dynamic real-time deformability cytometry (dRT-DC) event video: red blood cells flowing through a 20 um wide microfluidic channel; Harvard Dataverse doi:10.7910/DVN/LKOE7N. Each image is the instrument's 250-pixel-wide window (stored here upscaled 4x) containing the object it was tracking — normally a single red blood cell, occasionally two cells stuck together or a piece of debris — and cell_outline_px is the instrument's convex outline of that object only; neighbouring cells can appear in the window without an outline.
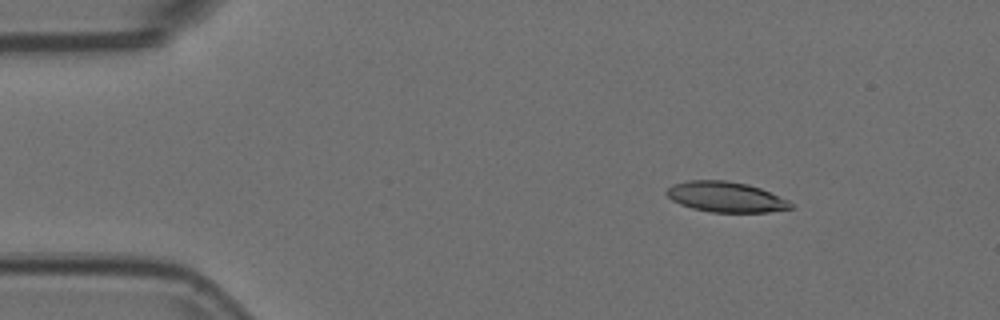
{"species": "Egyptian fruit bat (a non-hibernating species)", "species_latin": "Rousettus aegyptiacus", "temperature_condition": "room temperature", "stored_images_in_passage": 55, "camera_frame_rate_fps": 3000, "um_per_image_px": 0.085, "animal": {"sex": "female"}, "frame": {"image": 1, "passage_image": 8, "time_ms": 2.333, "image_size_px": [1000, 320], "cell_outline_px": [[792, 208], [768, 212], [712, 212], [692, 208], [680, 204], [672, 200], [664, 192], [672, 184], [688, 180], [724, 180], [748, 184], [760, 188], [788, 200], [792, 204]], "centroid_in_image_um": [61.66, 16.73], "position_along_channel_um": 23.3, "area_um2": 21.91}}
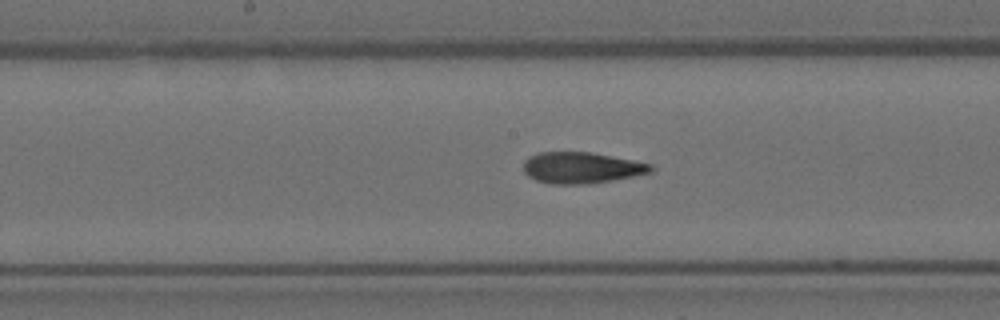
{"frame": {"image": 2, "passage_image": 28, "time_ms": 9.0, "image_size_px": [1000, 320], "cell_outline_px": [[652, 172], [612, 180], [588, 184], [552, 184], [536, 180], [528, 176], [524, 172], [524, 160], [528, 156], [540, 152], [588, 152], [632, 160], [652, 164]], "centroid_in_image_um": [49.38, 14.26], "position_along_channel_um": 198.8, "area_um2": 23.0}}
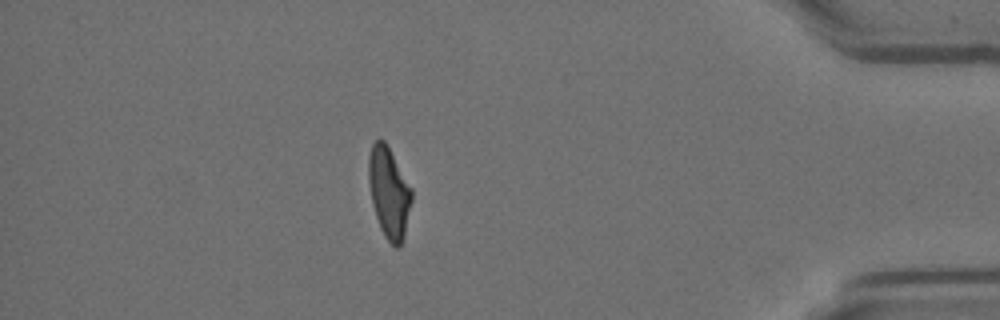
{"frame": {"image": 3, "passage_image": 48, "time_ms": 15.667, "image_size_px": [1000, 320], "cell_outline_px": [[412, 200], [404, 236], [400, 244], [396, 248], [384, 236], [380, 228], [372, 204], [368, 180], [368, 156], [372, 144], [376, 140], [384, 140], [412, 188]], "centroid_in_image_um": [33.05, 16.36], "position_along_channel_um": 402.1, "area_um2": 22.66}, "authors_computed_cell_mechanics": {"area_um2": 22.8888, "velocity_mm_per_s": 3.7232, "shape_relaxation_time_tau1_ms": 10.1437, "shape_relaxation_time_tau2_ms": 1.9053, "deformation_change_tau1": 0.2997, "deformation_change_tau2": 0.0955}}